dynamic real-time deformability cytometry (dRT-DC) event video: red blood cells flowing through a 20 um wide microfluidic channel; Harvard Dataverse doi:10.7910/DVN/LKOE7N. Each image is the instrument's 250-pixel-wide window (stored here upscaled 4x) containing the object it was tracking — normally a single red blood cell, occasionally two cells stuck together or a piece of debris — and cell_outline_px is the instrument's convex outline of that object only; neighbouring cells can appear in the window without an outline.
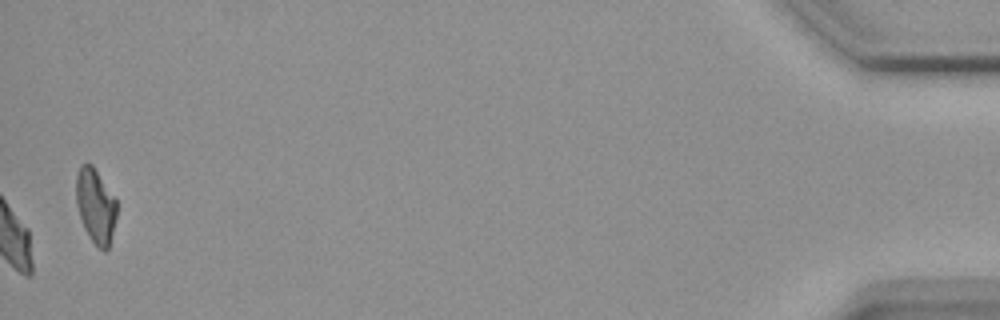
{"species": "common noctule bat (a hibernating species)", "species_latin": "Nyctalus noctula", "temperature_condition": "warm", "stored_images_in_passage": 56, "camera_frame_rate_fps": 3000, "um_per_image_px": 0.085, "animal": {"sex": "female", "body_mass_g": 18.4}, "frame": {"image": 1, "passage_image": 56, "time_ms": 18.333, "image_size_px": [1000, 320], "cell_outline_px": [[116, 216], [108, 248], [104, 252], [96, 248], [88, 236], [84, 228], [76, 204], [76, 176], [80, 164], [92, 164], [116, 200]], "centroid_in_image_um": [8.1, 17.53], "position_along_channel_um": 427.1, "area_um2": 17.57}, "authors_computed_cell_mechanics": {"area_um2": 19.9988, "velocity_mm_per_s": 3.6491, "shape_relaxation_time_tau1_ms": null, "shape_relaxation_time_tau2_ms": 7.2758, "deformation_change_tau1": null, "deformation_change_tau2": 0.1457}}